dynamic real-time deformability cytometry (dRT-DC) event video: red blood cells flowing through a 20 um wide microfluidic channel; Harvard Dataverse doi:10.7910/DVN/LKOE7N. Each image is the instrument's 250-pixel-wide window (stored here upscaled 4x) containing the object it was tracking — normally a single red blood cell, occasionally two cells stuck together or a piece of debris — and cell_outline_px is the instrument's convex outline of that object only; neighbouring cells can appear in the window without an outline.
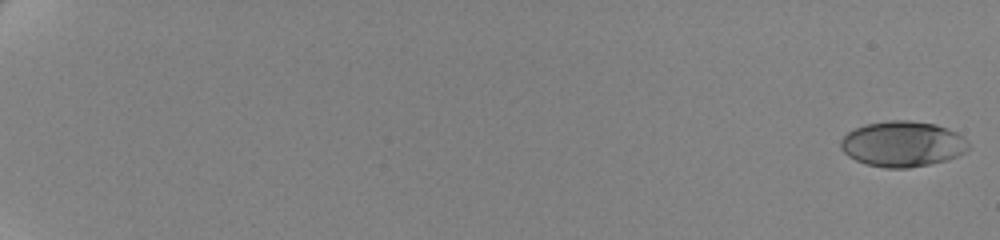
{"species": "human", "species_latin": "Homo sapiens", "temperature_condition": "cold", "stored_images_in_passage": 62, "camera_frame_rate_fps": 3000, "um_per_image_px": 0.085, "donor": {"sex": "female"}, "frame": {"image": 1, "passage_image": 1, "time_ms": 0.0, "image_size_px": [1000, 240], "cell_outline_px": [[972, 148], [948, 160], [908, 168], [884, 168], [868, 164], [856, 160], [848, 156], [840, 148], [840, 140], [848, 132], [856, 128], [868, 124], [888, 120], [908, 120], [936, 124], [956, 132]], "centroid_in_image_um": [76.71, 12.24], "position_along_channel_um": 8.3, "area_um2": 33.76}}
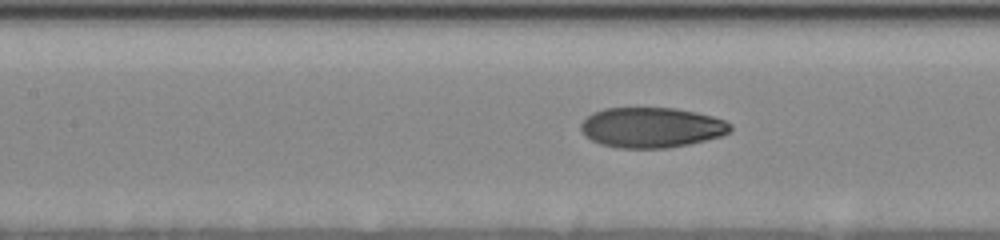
{"frame": {"image": 2, "passage_image": 33, "time_ms": 10.667, "image_size_px": [1000, 240], "cell_outline_px": [[732, 128], [724, 136], [688, 144], [668, 148], [620, 148], [600, 144], [584, 136], [580, 128], [580, 124], [592, 112], [604, 108], [676, 108], [696, 112], [712, 116], [724, 120], [732, 124]], "centroid_in_image_um": [55.38, 10.84], "position_along_channel_um": 152.0, "area_um2": 35.26}}
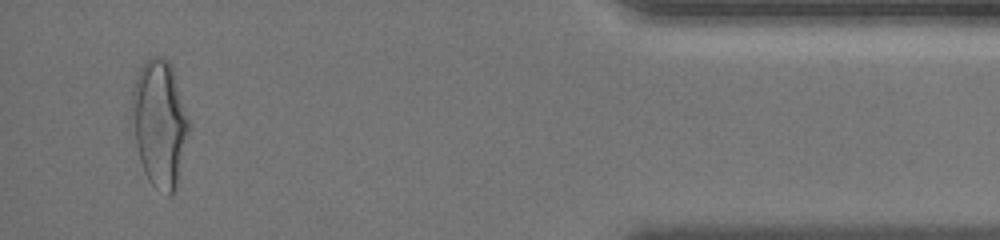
{"frame": {"image": 3, "passage_image": 60, "time_ms": 19.667, "image_size_px": [1000, 240], "cell_outline_px": [[188, 132], [176, 188], [172, 196], [168, 196], [152, 184], [148, 180], [144, 172], [140, 160], [136, 140], [132, 108], [132, 88], [140, 68], [152, 56], [156, 56], [168, 60], [172, 68], [188, 120]], "centroid_in_image_um": [13.56, 10.51], "position_along_channel_um": 421.6, "area_um2": 40.86}, "authors_computed_cell_mechanics": {"area_um2": 34.5066, "velocity_mm_per_s": 3.4913, "shape_relaxation_time_tau1_ms": 5.418, "shape_relaxation_time_tau2_ms": 1.3608, "deformation_change_tau1": 0.1842, "deformation_change_tau2": 0.0683}}